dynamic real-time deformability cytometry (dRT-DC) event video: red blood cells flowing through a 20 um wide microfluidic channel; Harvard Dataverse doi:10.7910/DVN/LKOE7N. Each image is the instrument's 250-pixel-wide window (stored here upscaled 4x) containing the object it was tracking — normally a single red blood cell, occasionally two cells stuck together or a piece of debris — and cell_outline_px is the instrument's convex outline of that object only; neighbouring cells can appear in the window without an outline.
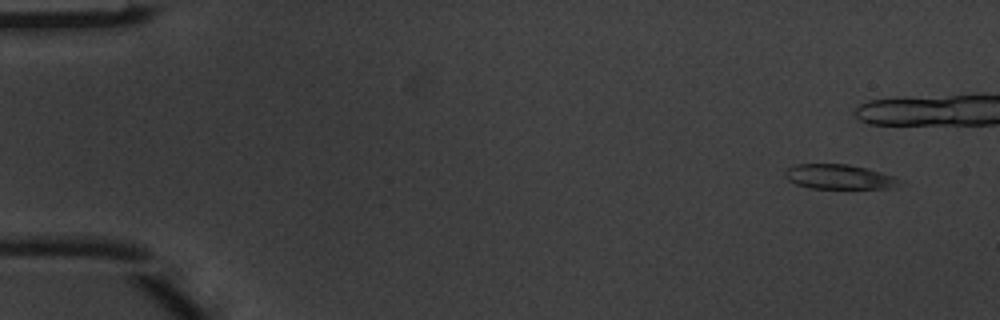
{"species": "common noctule bat (a hibernating species)", "species_latin": "Nyctalus noctula", "temperature_condition": "warm", "stored_images_in_passage": 6, "camera_frame_rate_fps": 3000, "um_per_image_px": 0.085, "animal": {"sex": "male", "body_mass_g": 20.1, "forearm_length_mm": 53.5}, "frame": {"image": 1, "passage_image": 1, "time_ms": 0.0, "image_size_px": [1000, 320], "cell_outline_px": [[904, 184], [896, 188], [808, 188], [796, 184], [788, 180], [784, 176], [784, 172], [788, 168], [796, 164], [848, 164], [868, 168], [904, 180]], "centroid_in_image_um": [71.38, 15.03], "position_along_channel_um": 13.6, "area_um2": 16.7}}